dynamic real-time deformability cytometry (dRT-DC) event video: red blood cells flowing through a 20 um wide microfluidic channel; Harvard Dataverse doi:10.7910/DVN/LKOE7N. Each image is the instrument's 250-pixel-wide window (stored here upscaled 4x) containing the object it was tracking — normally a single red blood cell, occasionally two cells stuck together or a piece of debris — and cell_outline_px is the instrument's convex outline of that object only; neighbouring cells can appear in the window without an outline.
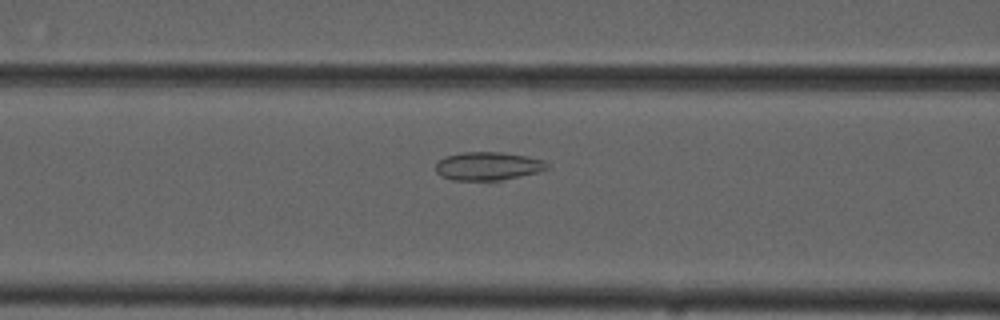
{"species": "common noctule bat (a hibernating species)", "species_latin": "Nyctalus noctula", "temperature_condition": "cold", "stored_images_in_passage": 45, "camera_frame_rate_fps": 3000, "um_per_image_px": 0.085, "animal": {"sex": "male", "forearm_length_mm": 52.5}, "frame": {"image": 1, "passage_image": 29, "time_ms": 9.333, "image_size_px": [1000, 320], "cell_outline_px": [[548, 168], [536, 172], [520, 176], [500, 180], [452, 180], [436, 172], [436, 164], [440, 160], [448, 156], [464, 152], [500, 152], [524, 156], [544, 160], [548, 164]], "centroid_in_image_um": [41.48, 14.12], "position_along_channel_um": 125.1, "area_um2": 17.98}}
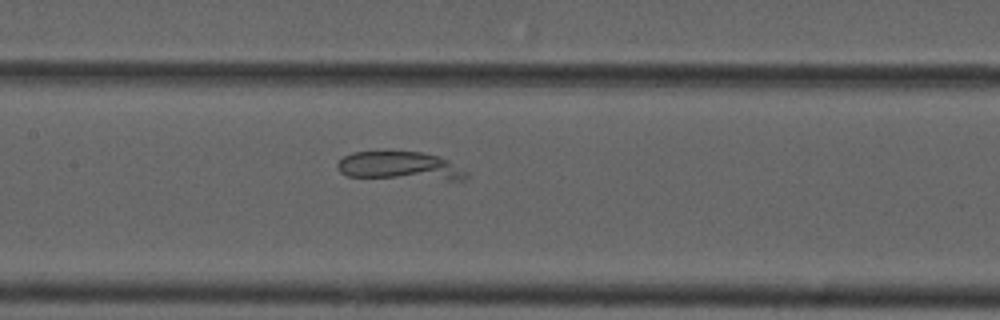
{"frame": {"image": 2, "passage_image": 33, "time_ms": 10.667, "image_size_px": [1000, 320], "cell_outline_px": [[468, 176], [464, 180], [448, 180], [348, 176], [340, 172], [336, 168], [336, 164], [344, 156], [352, 152], [420, 152], [440, 156], [448, 160], [468, 172]], "centroid_in_image_um": [34.01, 14.12], "position_along_channel_um": 173.4, "area_um2": 21.33}}